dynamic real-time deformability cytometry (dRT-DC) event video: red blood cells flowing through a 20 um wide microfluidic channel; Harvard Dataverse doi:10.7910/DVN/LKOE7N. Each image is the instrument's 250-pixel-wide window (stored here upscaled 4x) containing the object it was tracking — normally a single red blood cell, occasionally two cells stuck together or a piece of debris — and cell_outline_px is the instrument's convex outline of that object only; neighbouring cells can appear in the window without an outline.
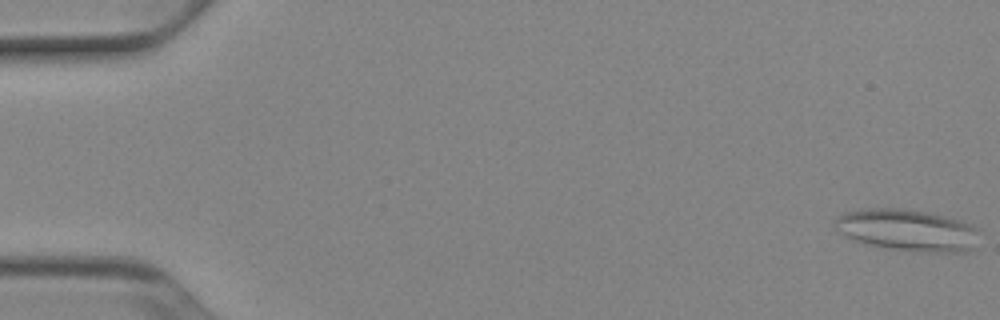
{"species": "Egyptian fruit bat (a non-hibernating species)", "species_latin": "Rousettus aegyptiacus", "temperature_condition": "cold", "stored_images_in_passage": 52, "camera_frame_rate_fps": 3000, "um_per_image_px": 0.085, "animal": {"sex": "female"}, "frame": {"image": 1, "passage_image": 1, "time_ms": 0.0, "image_size_px": [1000, 320], "cell_outline_px": [[976, 228], [972, 248], [968, 252], [928, 252], [896, 248], [872, 244], [856, 240], [836, 232], [832, 220], [836, 216], [844, 212], [864, 208], [904, 208], [928, 212], [948, 216], [972, 224]], "centroid_in_image_um": [77.06, 19.52], "position_along_channel_um": 7.9, "area_um2": 34.85}}
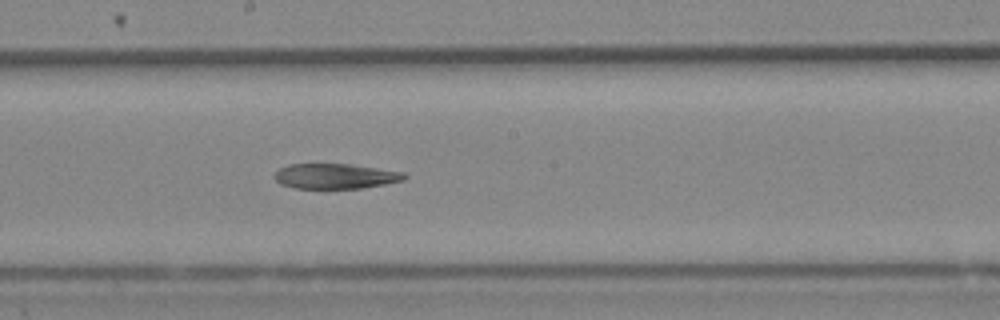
{"frame": {"image": 2, "passage_image": 29, "time_ms": 9.333, "image_size_px": [1000, 320], "cell_outline_px": [[408, 176], [404, 180], [364, 188], [296, 188], [280, 184], [272, 176], [280, 168], [288, 164], [352, 164], [404, 172]], "centroid_in_image_um": [28.51, 14.97], "position_along_channel_um": 219.7, "area_um2": 19.07}}
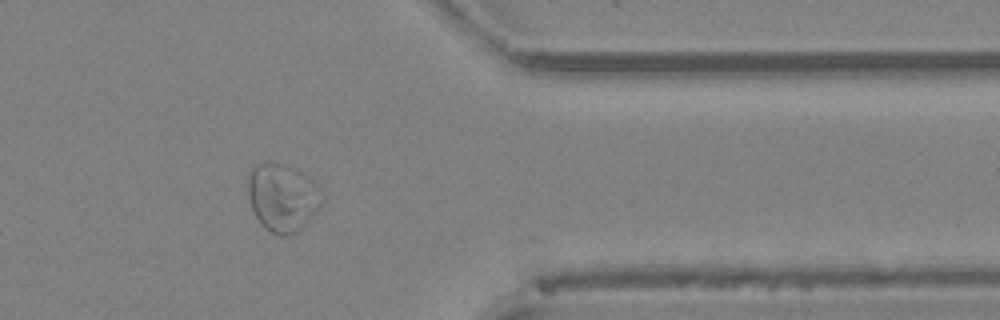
{"frame": {"image": 3, "passage_image": 43, "time_ms": 14.0, "image_size_px": [1000, 320], "cell_outline_px": [[324, 200], [320, 208], [296, 232], [284, 236], [276, 236], [264, 228], [260, 224], [252, 208], [248, 196], [248, 172], [252, 164], [260, 160], [272, 160], [296, 168], [308, 176], [320, 188], [324, 196]], "centroid_in_image_um": [23.99, 16.72], "position_along_channel_um": 387.4, "area_um2": 30.17}, "authors_computed_cell_mechanics": {"area_um2": 24.7673, "velocity_mm_per_s": 3.8728, "shape_relaxation_time_tau1_ms": null, "shape_relaxation_time_tau2_ms": 4.7989, "deformation_change_tau1": null, "deformation_change_tau2": 0.0804}}